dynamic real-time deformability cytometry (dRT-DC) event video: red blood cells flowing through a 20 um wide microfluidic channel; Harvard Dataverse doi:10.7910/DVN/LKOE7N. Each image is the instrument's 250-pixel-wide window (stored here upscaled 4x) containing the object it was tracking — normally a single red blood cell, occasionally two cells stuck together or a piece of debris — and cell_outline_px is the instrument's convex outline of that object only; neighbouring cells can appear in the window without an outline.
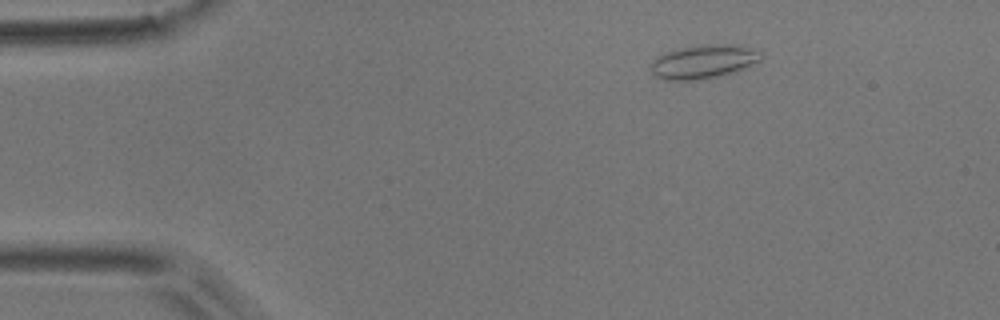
{"species": "common noctule bat (a hibernating species)", "species_latin": "Nyctalus noctula", "temperature_condition": "room temperature", "stored_images_in_passage": 47, "camera_frame_rate_fps": 3000, "um_per_image_px": 0.085, "animal": {"sex": "male", "body_mass_g": 17.9}, "frame": {"image": 1, "passage_image": 1, "time_ms": 0.0, "image_size_px": [1000, 320], "cell_outline_px": [[764, 56], [760, 60], [744, 68], [732, 72], [716, 76], [696, 80], [664, 80], [656, 76], [648, 68], [648, 64], [656, 56], [664, 52], [676, 48], [700, 44], [736, 44], [760, 52]], "centroid_in_image_um": [59.71, 5.22], "position_along_channel_um": 25.3, "area_um2": 21.91}}
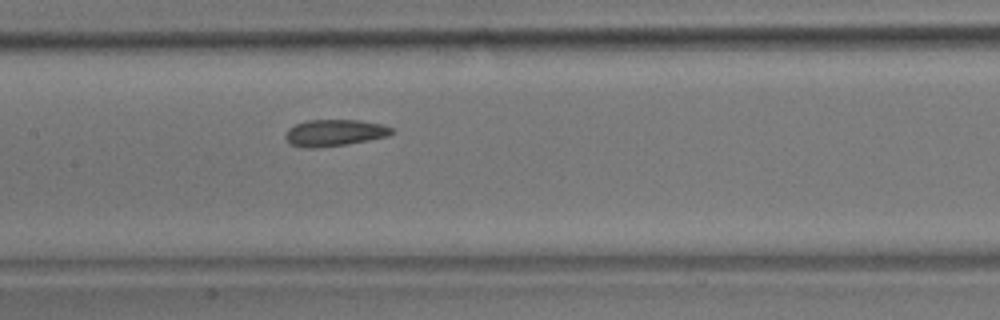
{"frame": {"image": 2, "passage_image": 19, "time_ms": 6.0, "image_size_px": [1000, 320], "cell_outline_px": [[396, 132], [388, 136], [348, 144], [316, 148], [308, 148], [292, 144], [284, 136], [288, 128], [296, 124], [308, 120], [360, 120], [384, 124], [396, 128]], "centroid_in_image_um": [28.51, 11.28], "position_along_channel_um": 178.9, "area_um2": 16.65}}
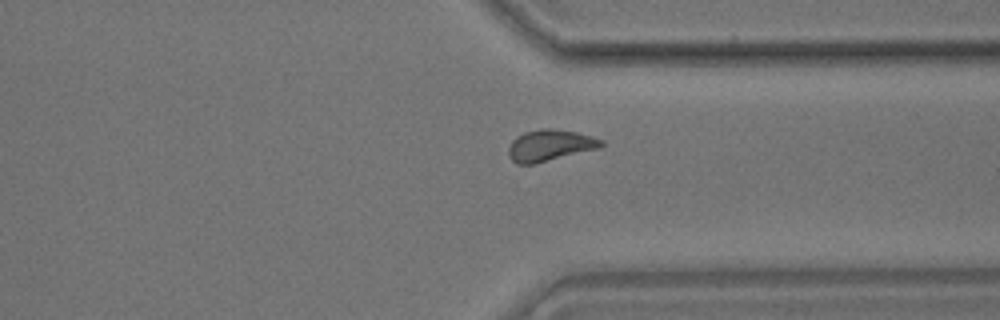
{"frame": {"image": 3, "passage_image": 34, "time_ms": 11.0, "image_size_px": [1000, 320], "cell_outline_px": [[604, 144], [600, 148], [536, 164], [516, 164], [508, 156], [508, 148], [512, 140], [516, 136], [524, 132], [544, 128], [552, 128], [576, 132], [592, 136], [604, 140]], "centroid_in_image_um": [46.74, 12.36], "position_along_channel_um": 364.7, "area_um2": 17.22}, "authors_computed_cell_mechanics": {"area_um2": 16.762, "velocity_mm_per_s": 3.7163, "shape_relaxation_time_tau1_ms": null, "shape_relaxation_time_tau2_ms": 2.1397, "deformation_change_tau1": null, "deformation_change_tau2": 0.0895}}